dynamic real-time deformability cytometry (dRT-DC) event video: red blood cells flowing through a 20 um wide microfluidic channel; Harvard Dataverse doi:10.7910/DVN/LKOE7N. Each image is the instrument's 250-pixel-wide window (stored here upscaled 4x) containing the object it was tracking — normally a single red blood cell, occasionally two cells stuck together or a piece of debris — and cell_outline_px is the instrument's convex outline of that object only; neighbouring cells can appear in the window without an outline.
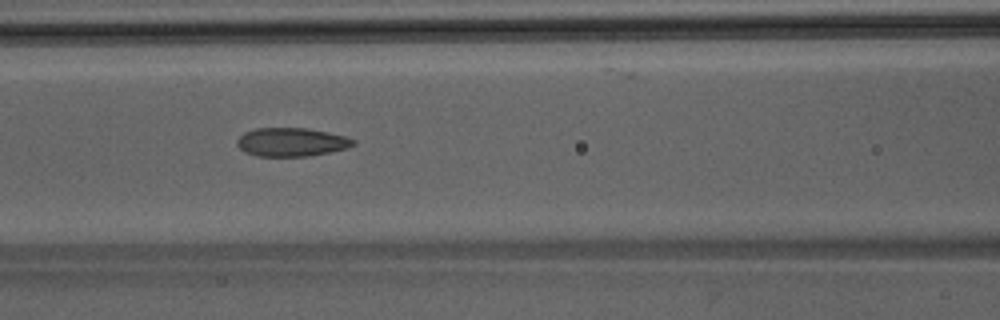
{"species": "Egyptian fruit bat (a non-hibernating species)", "species_latin": "Rousettus aegyptiacus", "temperature_condition": "room temperature", "stored_images_in_passage": 43, "camera_frame_rate_fps": 3000, "um_per_image_px": 0.085, "animal": {"sex": "male"}, "frame": {"image": 1, "passage_image": 22, "time_ms": 7.0, "image_size_px": [1000, 320], "cell_outline_px": [[356, 144], [348, 148], [308, 156], [256, 156], [244, 152], [236, 144], [236, 140], [244, 132], [256, 128], [308, 128], [344, 136], [356, 140]], "centroid_in_image_um": [24.75, 12.08], "position_along_channel_um": 141.8, "area_um2": 19.36}}
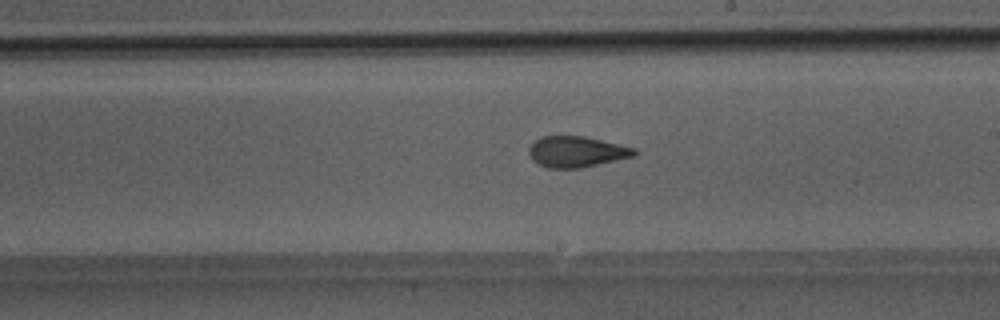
{"frame": {"image": 2, "passage_image": 29, "time_ms": 9.333, "image_size_px": [1000, 320], "cell_outline_px": [[636, 156], [580, 168], [548, 168], [532, 160], [528, 152], [528, 148], [536, 140], [544, 136], [584, 136], [636, 148]], "centroid_in_image_um": [49.01, 12.9], "position_along_channel_um": 240.0, "area_um2": 18.9}}
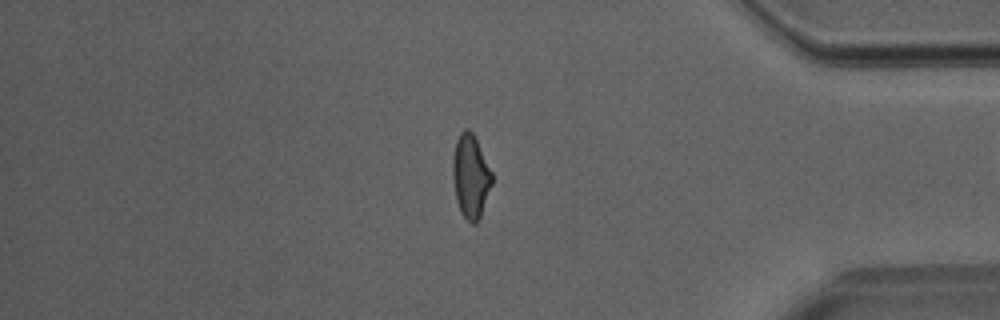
{"frame": {"image": 3, "passage_image": 42, "time_ms": 13.667, "image_size_px": [1000, 320], "cell_outline_px": [[492, 184], [480, 216], [476, 224], [472, 224], [460, 212], [456, 200], [452, 176], [452, 156], [456, 140], [460, 132], [464, 128], [468, 128], [472, 132], [492, 172]], "centroid_in_image_um": [39.98, 14.97], "position_along_channel_um": 395.2, "area_um2": 19.07}}